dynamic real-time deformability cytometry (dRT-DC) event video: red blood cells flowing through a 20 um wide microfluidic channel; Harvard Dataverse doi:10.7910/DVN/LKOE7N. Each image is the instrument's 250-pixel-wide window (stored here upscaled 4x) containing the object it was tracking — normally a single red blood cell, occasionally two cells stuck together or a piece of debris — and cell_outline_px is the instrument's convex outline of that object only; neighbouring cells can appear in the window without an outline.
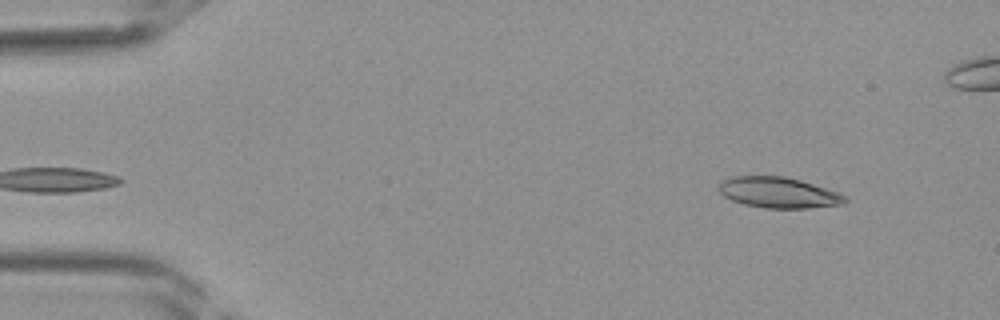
{"species": "Egyptian fruit bat (a non-hibernating species)", "species_latin": "Rousettus aegyptiacus", "temperature_condition": "room temperature", "stored_images_in_passage": 40, "camera_frame_rate_fps": 3000, "um_per_image_px": 0.085, "frame": {"image": 1, "passage_image": 3, "time_ms": 0.667, "image_size_px": [1000, 320], "cell_outline_px": [[848, 200], [844, 204], [808, 208], [764, 208], [744, 204], [732, 200], [724, 196], [720, 192], [720, 184], [724, 180], [732, 176], [784, 176], [800, 180], [840, 192], [848, 196]], "centroid_in_image_um": [66.24, 16.37], "position_along_channel_um": 18.8, "area_um2": 22.66}}
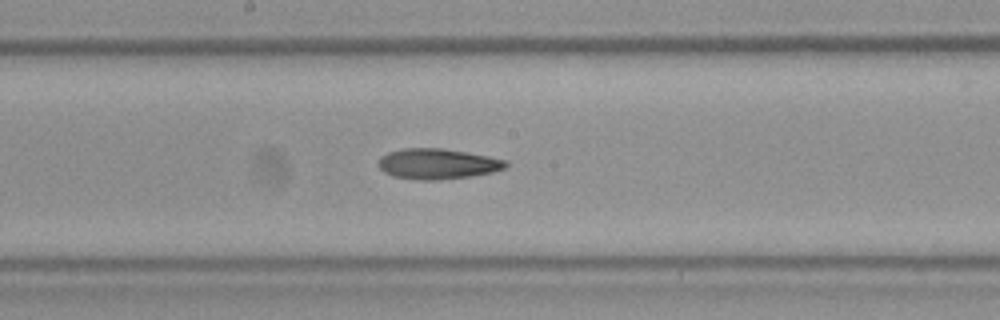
{"frame": {"image": 2, "passage_image": 20, "time_ms": 6.333, "image_size_px": [1000, 320], "cell_outline_px": [[508, 164], [504, 168], [492, 172], [472, 176], [440, 180], [420, 180], [392, 176], [384, 172], [376, 164], [380, 156], [388, 152], [400, 148], [444, 148], [468, 152], [508, 160]], "centroid_in_image_um": [37.16, 13.92], "position_along_channel_um": 211.0, "area_um2": 22.95}}
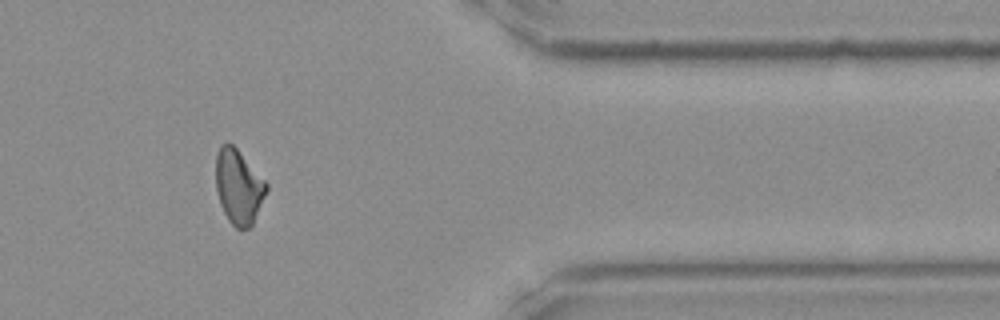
{"frame": {"image": 3, "passage_image": 32, "time_ms": 10.333, "image_size_px": [1000, 320], "cell_outline_px": [[268, 188], [252, 224], [248, 228], [236, 228], [228, 220], [220, 204], [216, 188], [216, 156], [220, 144], [228, 140], [236, 148], [268, 184]], "centroid_in_image_um": [20.25, 15.84], "position_along_channel_um": 391.1, "area_um2": 21.73}}